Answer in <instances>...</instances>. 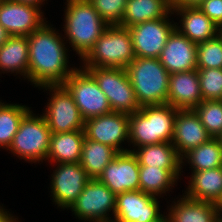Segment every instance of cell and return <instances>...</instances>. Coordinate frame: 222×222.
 Returning a JSON list of instances; mask_svg holds the SVG:
<instances>
[{
  "mask_svg": "<svg viewBox=\"0 0 222 222\" xmlns=\"http://www.w3.org/2000/svg\"><path fill=\"white\" fill-rule=\"evenodd\" d=\"M69 209L84 222H112L116 195L98 179H90Z\"/></svg>",
  "mask_w": 222,
  "mask_h": 222,
  "instance_id": "obj_10",
  "label": "cell"
},
{
  "mask_svg": "<svg viewBox=\"0 0 222 222\" xmlns=\"http://www.w3.org/2000/svg\"><path fill=\"white\" fill-rule=\"evenodd\" d=\"M43 9L12 0H0V24L11 36H28L47 20Z\"/></svg>",
  "mask_w": 222,
  "mask_h": 222,
  "instance_id": "obj_15",
  "label": "cell"
},
{
  "mask_svg": "<svg viewBox=\"0 0 222 222\" xmlns=\"http://www.w3.org/2000/svg\"><path fill=\"white\" fill-rule=\"evenodd\" d=\"M159 222H168V219H167V217L165 216L161 221H159Z\"/></svg>",
  "mask_w": 222,
  "mask_h": 222,
  "instance_id": "obj_42",
  "label": "cell"
},
{
  "mask_svg": "<svg viewBox=\"0 0 222 222\" xmlns=\"http://www.w3.org/2000/svg\"><path fill=\"white\" fill-rule=\"evenodd\" d=\"M2 222H20L18 217L16 218L13 214H9Z\"/></svg>",
  "mask_w": 222,
  "mask_h": 222,
  "instance_id": "obj_41",
  "label": "cell"
},
{
  "mask_svg": "<svg viewBox=\"0 0 222 222\" xmlns=\"http://www.w3.org/2000/svg\"><path fill=\"white\" fill-rule=\"evenodd\" d=\"M198 8L218 27L222 26V0H204Z\"/></svg>",
  "mask_w": 222,
  "mask_h": 222,
  "instance_id": "obj_35",
  "label": "cell"
},
{
  "mask_svg": "<svg viewBox=\"0 0 222 222\" xmlns=\"http://www.w3.org/2000/svg\"><path fill=\"white\" fill-rule=\"evenodd\" d=\"M64 4V39L81 61L108 25L88 0H66Z\"/></svg>",
  "mask_w": 222,
  "mask_h": 222,
  "instance_id": "obj_2",
  "label": "cell"
},
{
  "mask_svg": "<svg viewBox=\"0 0 222 222\" xmlns=\"http://www.w3.org/2000/svg\"><path fill=\"white\" fill-rule=\"evenodd\" d=\"M62 85L72 95L85 121L112 112L106 95L94 77L81 66Z\"/></svg>",
  "mask_w": 222,
  "mask_h": 222,
  "instance_id": "obj_9",
  "label": "cell"
},
{
  "mask_svg": "<svg viewBox=\"0 0 222 222\" xmlns=\"http://www.w3.org/2000/svg\"><path fill=\"white\" fill-rule=\"evenodd\" d=\"M210 138L193 109L177 111L171 143L180 158Z\"/></svg>",
  "mask_w": 222,
  "mask_h": 222,
  "instance_id": "obj_18",
  "label": "cell"
},
{
  "mask_svg": "<svg viewBox=\"0 0 222 222\" xmlns=\"http://www.w3.org/2000/svg\"><path fill=\"white\" fill-rule=\"evenodd\" d=\"M47 22L27 36L29 44L28 81L36 88L45 85H62L77 68L75 65L70 67L69 45H67L64 35L59 34V31Z\"/></svg>",
  "mask_w": 222,
  "mask_h": 222,
  "instance_id": "obj_1",
  "label": "cell"
},
{
  "mask_svg": "<svg viewBox=\"0 0 222 222\" xmlns=\"http://www.w3.org/2000/svg\"><path fill=\"white\" fill-rule=\"evenodd\" d=\"M126 70L140 107L167 103L170 73L158 58L135 57Z\"/></svg>",
  "mask_w": 222,
  "mask_h": 222,
  "instance_id": "obj_4",
  "label": "cell"
},
{
  "mask_svg": "<svg viewBox=\"0 0 222 222\" xmlns=\"http://www.w3.org/2000/svg\"><path fill=\"white\" fill-rule=\"evenodd\" d=\"M85 138L115 148L119 153L128 152L122 144L129 146V115L120 112H110L87 119L84 123ZM127 141V142H126Z\"/></svg>",
  "mask_w": 222,
  "mask_h": 222,
  "instance_id": "obj_13",
  "label": "cell"
},
{
  "mask_svg": "<svg viewBox=\"0 0 222 222\" xmlns=\"http://www.w3.org/2000/svg\"><path fill=\"white\" fill-rule=\"evenodd\" d=\"M55 170L51 174L50 193L53 204L57 208L69 209L83 191L88 183L86 170L80 163L56 164Z\"/></svg>",
  "mask_w": 222,
  "mask_h": 222,
  "instance_id": "obj_12",
  "label": "cell"
},
{
  "mask_svg": "<svg viewBox=\"0 0 222 222\" xmlns=\"http://www.w3.org/2000/svg\"><path fill=\"white\" fill-rule=\"evenodd\" d=\"M140 166L181 169V158L172 143L144 145L133 151Z\"/></svg>",
  "mask_w": 222,
  "mask_h": 222,
  "instance_id": "obj_27",
  "label": "cell"
},
{
  "mask_svg": "<svg viewBox=\"0 0 222 222\" xmlns=\"http://www.w3.org/2000/svg\"><path fill=\"white\" fill-rule=\"evenodd\" d=\"M184 195L192 200L215 203L222 194V166L203 171H191Z\"/></svg>",
  "mask_w": 222,
  "mask_h": 222,
  "instance_id": "obj_23",
  "label": "cell"
},
{
  "mask_svg": "<svg viewBox=\"0 0 222 222\" xmlns=\"http://www.w3.org/2000/svg\"><path fill=\"white\" fill-rule=\"evenodd\" d=\"M219 35L222 37V26L220 27Z\"/></svg>",
  "mask_w": 222,
  "mask_h": 222,
  "instance_id": "obj_43",
  "label": "cell"
},
{
  "mask_svg": "<svg viewBox=\"0 0 222 222\" xmlns=\"http://www.w3.org/2000/svg\"><path fill=\"white\" fill-rule=\"evenodd\" d=\"M178 16L180 25L176 22L175 29L192 42L198 44L213 39L219 35L218 27L198 7L171 9Z\"/></svg>",
  "mask_w": 222,
  "mask_h": 222,
  "instance_id": "obj_20",
  "label": "cell"
},
{
  "mask_svg": "<svg viewBox=\"0 0 222 222\" xmlns=\"http://www.w3.org/2000/svg\"><path fill=\"white\" fill-rule=\"evenodd\" d=\"M197 69L222 68V37L197 44Z\"/></svg>",
  "mask_w": 222,
  "mask_h": 222,
  "instance_id": "obj_32",
  "label": "cell"
},
{
  "mask_svg": "<svg viewBox=\"0 0 222 222\" xmlns=\"http://www.w3.org/2000/svg\"><path fill=\"white\" fill-rule=\"evenodd\" d=\"M196 54L197 44L174 29L158 59L173 74L197 69Z\"/></svg>",
  "mask_w": 222,
  "mask_h": 222,
  "instance_id": "obj_17",
  "label": "cell"
},
{
  "mask_svg": "<svg viewBox=\"0 0 222 222\" xmlns=\"http://www.w3.org/2000/svg\"><path fill=\"white\" fill-rule=\"evenodd\" d=\"M181 173V169L140 166L139 190L155 197L164 198L167 193L172 192L174 186H177L176 183L181 178L180 175H183Z\"/></svg>",
  "mask_w": 222,
  "mask_h": 222,
  "instance_id": "obj_25",
  "label": "cell"
},
{
  "mask_svg": "<svg viewBox=\"0 0 222 222\" xmlns=\"http://www.w3.org/2000/svg\"><path fill=\"white\" fill-rule=\"evenodd\" d=\"M96 80L114 112L132 114L140 110L128 72L124 68L82 67Z\"/></svg>",
  "mask_w": 222,
  "mask_h": 222,
  "instance_id": "obj_7",
  "label": "cell"
},
{
  "mask_svg": "<svg viewBox=\"0 0 222 222\" xmlns=\"http://www.w3.org/2000/svg\"><path fill=\"white\" fill-rule=\"evenodd\" d=\"M203 101L197 69L169 75L167 103L178 110L196 108Z\"/></svg>",
  "mask_w": 222,
  "mask_h": 222,
  "instance_id": "obj_19",
  "label": "cell"
},
{
  "mask_svg": "<svg viewBox=\"0 0 222 222\" xmlns=\"http://www.w3.org/2000/svg\"><path fill=\"white\" fill-rule=\"evenodd\" d=\"M38 89L49 91L50 97L42 114L52 133L84 130L85 120L72 95L63 85H45Z\"/></svg>",
  "mask_w": 222,
  "mask_h": 222,
  "instance_id": "obj_8",
  "label": "cell"
},
{
  "mask_svg": "<svg viewBox=\"0 0 222 222\" xmlns=\"http://www.w3.org/2000/svg\"><path fill=\"white\" fill-rule=\"evenodd\" d=\"M108 25H120L127 0H88Z\"/></svg>",
  "mask_w": 222,
  "mask_h": 222,
  "instance_id": "obj_34",
  "label": "cell"
},
{
  "mask_svg": "<svg viewBox=\"0 0 222 222\" xmlns=\"http://www.w3.org/2000/svg\"><path fill=\"white\" fill-rule=\"evenodd\" d=\"M84 139V130L52 133L46 162L80 163Z\"/></svg>",
  "mask_w": 222,
  "mask_h": 222,
  "instance_id": "obj_22",
  "label": "cell"
},
{
  "mask_svg": "<svg viewBox=\"0 0 222 222\" xmlns=\"http://www.w3.org/2000/svg\"><path fill=\"white\" fill-rule=\"evenodd\" d=\"M180 195L167 206L166 217L168 222H219L220 214L215 204L210 201H197ZM174 203V204H173Z\"/></svg>",
  "mask_w": 222,
  "mask_h": 222,
  "instance_id": "obj_21",
  "label": "cell"
},
{
  "mask_svg": "<svg viewBox=\"0 0 222 222\" xmlns=\"http://www.w3.org/2000/svg\"><path fill=\"white\" fill-rule=\"evenodd\" d=\"M214 204H215V208H216L217 212L222 217V194L220 195V197L216 200V202Z\"/></svg>",
  "mask_w": 222,
  "mask_h": 222,
  "instance_id": "obj_39",
  "label": "cell"
},
{
  "mask_svg": "<svg viewBox=\"0 0 222 222\" xmlns=\"http://www.w3.org/2000/svg\"><path fill=\"white\" fill-rule=\"evenodd\" d=\"M172 11L165 17L135 24L129 27L135 57L159 58L176 22ZM171 20V21H170Z\"/></svg>",
  "mask_w": 222,
  "mask_h": 222,
  "instance_id": "obj_11",
  "label": "cell"
},
{
  "mask_svg": "<svg viewBox=\"0 0 222 222\" xmlns=\"http://www.w3.org/2000/svg\"><path fill=\"white\" fill-rule=\"evenodd\" d=\"M29 44L26 36H11L0 47V74L21 75L28 80ZM3 71V72H2Z\"/></svg>",
  "mask_w": 222,
  "mask_h": 222,
  "instance_id": "obj_24",
  "label": "cell"
},
{
  "mask_svg": "<svg viewBox=\"0 0 222 222\" xmlns=\"http://www.w3.org/2000/svg\"><path fill=\"white\" fill-rule=\"evenodd\" d=\"M178 109L171 104L144 105L139 111L129 115V149L159 144L171 143L174 134V124Z\"/></svg>",
  "mask_w": 222,
  "mask_h": 222,
  "instance_id": "obj_3",
  "label": "cell"
},
{
  "mask_svg": "<svg viewBox=\"0 0 222 222\" xmlns=\"http://www.w3.org/2000/svg\"><path fill=\"white\" fill-rule=\"evenodd\" d=\"M135 59L130 31L119 25L108 26L93 48L80 61L81 67L124 68Z\"/></svg>",
  "mask_w": 222,
  "mask_h": 222,
  "instance_id": "obj_5",
  "label": "cell"
},
{
  "mask_svg": "<svg viewBox=\"0 0 222 222\" xmlns=\"http://www.w3.org/2000/svg\"><path fill=\"white\" fill-rule=\"evenodd\" d=\"M204 0H170L171 9L198 7Z\"/></svg>",
  "mask_w": 222,
  "mask_h": 222,
  "instance_id": "obj_36",
  "label": "cell"
},
{
  "mask_svg": "<svg viewBox=\"0 0 222 222\" xmlns=\"http://www.w3.org/2000/svg\"><path fill=\"white\" fill-rule=\"evenodd\" d=\"M12 1L24 3V4H28L32 6H37L39 8H42L41 6L45 5V1L47 2V0H12Z\"/></svg>",
  "mask_w": 222,
  "mask_h": 222,
  "instance_id": "obj_37",
  "label": "cell"
},
{
  "mask_svg": "<svg viewBox=\"0 0 222 222\" xmlns=\"http://www.w3.org/2000/svg\"><path fill=\"white\" fill-rule=\"evenodd\" d=\"M119 154L106 144L84 139L80 165L86 170L90 179H98L104 168Z\"/></svg>",
  "mask_w": 222,
  "mask_h": 222,
  "instance_id": "obj_28",
  "label": "cell"
},
{
  "mask_svg": "<svg viewBox=\"0 0 222 222\" xmlns=\"http://www.w3.org/2000/svg\"><path fill=\"white\" fill-rule=\"evenodd\" d=\"M160 197L141 190L116 195V210L112 222H159L166 215L160 212Z\"/></svg>",
  "mask_w": 222,
  "mask_h": 222,
  "instance_id": "obj_14",
  "label": "cell"
},
{
  "mask_svg": "<svg viewBox=\"0 0 222 222\" xmlns=\"http://www.w3.org/2000/svg\"><path fill=\"white\" fill-rule=\"evenodd\" d=\"M10 37L9 32L0 24V47L6 43Z\"/></svg>",
  "mask_w": 222,
  "mask_h": 222,
  "instance_id": "obj_38",
  "label": "cell"
},
{
  "mask_svg": "<svg viewBox=\"0 0 222 222\" xmlns=\"http://www.w3.org/2000/svg\"><path fill=\"white\" fill-rule=\"evenodd\" d=\"M139 162L133 152L119 153L103 170L98 180L115 195L139 190Z\"/></svg>",
  "mask_w": 222,
  "mask_h": 222,
  "instance_id": "obj_16",
  "label": "cell"
},
{
  "mask_svg": "<svg viewBox=\"0 0 222 222\" xmlns=\"http://www.w3.org/2000/svg\"><path fill=\"white\" fill-rule=\"evenodd\" d=\"M193 110L212 138L222 135V100H203Z\"/></svg>",
  "mask_w": 222,
  "mask_h": 222,
  "instance_id": "obj_31",
  "label": "cell"
},
{
  "mask_svg": "<svg viewBox=\"0 0 222 222\" xmlns=\"http://www.w3.org/2000/svg\"><path fill=\"white\" fill-rule=\"evenodd\" d=\"M38 115L31 109L24 115L7 149L19 160L23 159L31 164L47 161L52 135L43 114Z\"/></svg>",
  "mask_w": 222,
  "mask_h": 222,
  "instance_id": "obj_6",
  "label": "cell"
},
{
  "mask_svg": "<svg viewBox=\"0 0 222 222\" xmlns=\"http://www.w3.org/2000/svg\"><path fill=\"white\" fill-rule=\"evenodd\" d=\"M187 164L191 166L189 167L191 171H203L221 167L222 144L220 139L210 138L207 142L187 152L181 158V172H183V168Z\"/></svg>",
  "mask_w": 222,
  "mask_h": 222,
  "instance_id": "obj_29",
  "label": "cell"
},
{
  "mask_svg": "<svg viewBox=\"0 0 222 222\" xmlns=\"http://www.w3.org/2000/svg\"><path fill=\"white\" fill-rule=\"evenodd\" d=\"M220 141H221V144H222V135L219 137Z\"/></svg>",
  "mask_w": 222,
  "mask_h": 222,
  "instance_id": "obj_44",
  "label": "cell"
},
{
  "mask_svg": "<svg viewBox=\"0 0 222 222\" xmlns=\"http://www.w3.org/2000/svg\"><path fill=\"white\" fill-rule=\"evenodd\" d=\"M11 212L0 205V222H2Z\"/></svg>",
  "mask_w": 222,
  "mask_h": 222,
  "instance_id": "obj_40",
  "label": "cell"
},
{
  "mask_svg": "<svg viewBox=\"0 0 222 222\" xmlns=\"http://www.w3.org/2000/svg\"><path fill=\"white\" fill-rule=\"evenodd\" d=\"M171 12L170 0H127L121 27L165 18Z\"/></svg>",
  "mask_w": 222,
  "mask_h": 222,
  "instance_id": "obj_26",
  "label": "cell"
},
{
  "mask_svg": "<svg viewBox=\"0 0 222 222\" xmlns=\"http://www.w3.org/2000/svg\"><path fill=\"white\" fill-rule=\"evenodd\" d=\"M2 101L0 99V148L7 150L18 131L20 121L31 107Z\"/></svg>",
  "mask_w": 222,
  "mask_h": 222,
  "instance_id": "obj_30",
  "label": "cell"
},
{
  "mask_svg": "<svg viewBox=\"0 0 222 222\" xmlns=\"http://www.w3.org/2000/svg\"><path fill=\"white\" fill-rule=\"evenodd\" d=\"M203 100H222V68L197 69Z\"/></svg>",
  "mask_w": 222,
  "mask_h": 222,
  "instance_id": "obj_33",
  "label": "cell"
}]
</instances>
